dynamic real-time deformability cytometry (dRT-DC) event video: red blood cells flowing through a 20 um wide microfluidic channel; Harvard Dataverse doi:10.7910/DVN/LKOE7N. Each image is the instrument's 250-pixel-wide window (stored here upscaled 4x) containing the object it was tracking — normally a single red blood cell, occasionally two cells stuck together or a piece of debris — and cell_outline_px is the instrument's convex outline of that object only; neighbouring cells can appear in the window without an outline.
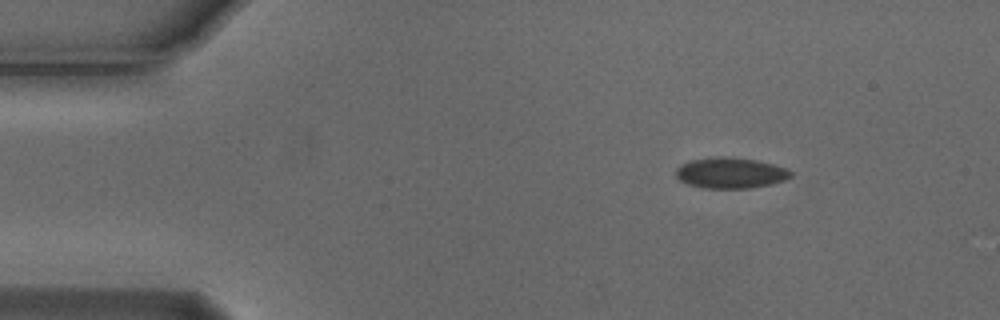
{"species": "Egyptian fruit bat (a non-hibernating species)", "species_latin": "Rousettus aegyptiacus", "temperature_condition": "cold", "stored_images_in_passage": 4, "camera_frame_rate_fps": 3000, "um_per_image_px": 0.085, "animal": {"sex": "male"}, "frame": {"image": 1, "passage_image": 2, "time_ms": 0.333, "image_size_px": [1000, 320], "cell_outline_px": [[792, 176], [784, 180], [772, 184], [748, 188], [704, 188], [688, 184], [680, 180], [676, 176], [676, 168], [680, 164], [692, 160], [712, 156], [724, 156], [756, 160], [772, 164], [784, 168], [792, 172]], "centroid_in_image_um": [62.06, 14.69], "position_along_channel_um": 22.9, "area_um2": 20.58}}